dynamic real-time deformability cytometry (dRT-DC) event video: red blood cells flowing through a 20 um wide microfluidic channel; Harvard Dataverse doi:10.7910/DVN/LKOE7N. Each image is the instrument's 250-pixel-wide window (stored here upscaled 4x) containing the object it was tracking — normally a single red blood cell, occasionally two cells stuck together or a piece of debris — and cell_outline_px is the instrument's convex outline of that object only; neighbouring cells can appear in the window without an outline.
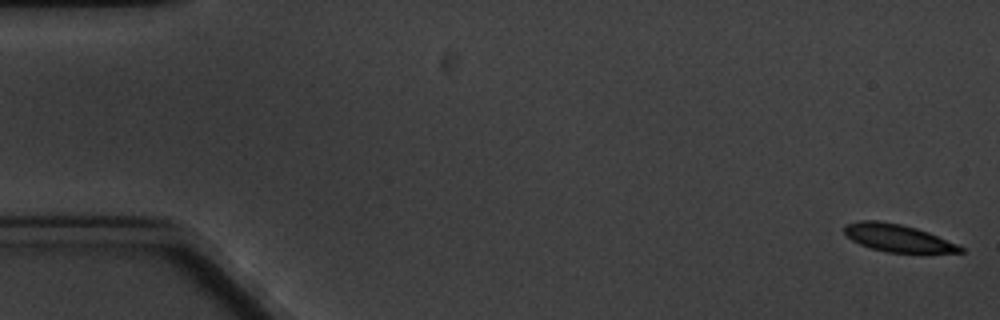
{"species": "common noctule bat (a hibernating species)", "species_latin": "Nyctalus noctula", "temperature_condition": "cold", "stored_images_in_passage": 4, "camera_frame_rate_fps": 3000, "um_per_image_px": 0.085, "animal": {"sex": "male", "body_mass_g": 20.1, "forearm_length_mm": 53.5}, "frame": {"image": 1, "passage_image": 4, "time_ms": 4.667, "image_size_px": [1000, 320], "cell_outline_px": [[964, 252], [888, 252], [872, 248], [860, 244], [852, 240], [844, 232], [844, 228], [848, 224], [860, 220], [880, 220], [900, 224], [916, 228], [928, 232], [956, 244], [964, 248]], "centroid_in_image_um": [76.28, 20.21], "position_along_channel_um": 8.7, "area_um2": 18.15}}